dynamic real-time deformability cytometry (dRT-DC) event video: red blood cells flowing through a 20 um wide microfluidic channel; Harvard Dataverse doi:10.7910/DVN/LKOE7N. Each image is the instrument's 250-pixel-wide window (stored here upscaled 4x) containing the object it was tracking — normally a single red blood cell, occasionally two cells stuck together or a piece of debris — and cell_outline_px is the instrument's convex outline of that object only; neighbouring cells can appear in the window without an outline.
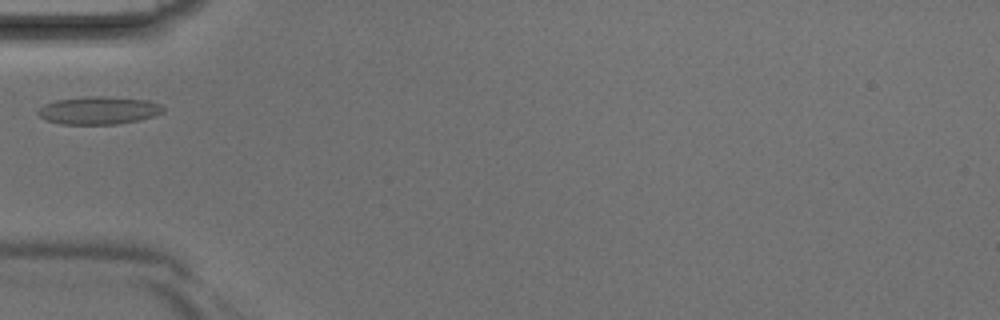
{"species": "Egyptian fruit bat (a non-hibernating species)", "species_latin": "Rousettus aegyptiacus", "temperature_condition": "room temperature", "stored_images_in_passage": 2, "camera_frame_rate_fps": 3000, "um_per_image_px": 0.085, "animal": {"sex": "male"}, "frame": {"image": 1, "passage_image": 2, "time_ms": 0.333, "image_size_px": [1000, 320], "cell_outline_px": [[164, 112], [140, 120], [116, 124], [60, 124], [44, 120], [36, 112], [44, 104], [56, 100], [92, 96], [104, 96], [148, 100], [160, 104], [164, 108]], "centroid_in_image_um": [8.38, 9.39], "position_along_channel_um": 76.6, "area_um2": 20.29}}